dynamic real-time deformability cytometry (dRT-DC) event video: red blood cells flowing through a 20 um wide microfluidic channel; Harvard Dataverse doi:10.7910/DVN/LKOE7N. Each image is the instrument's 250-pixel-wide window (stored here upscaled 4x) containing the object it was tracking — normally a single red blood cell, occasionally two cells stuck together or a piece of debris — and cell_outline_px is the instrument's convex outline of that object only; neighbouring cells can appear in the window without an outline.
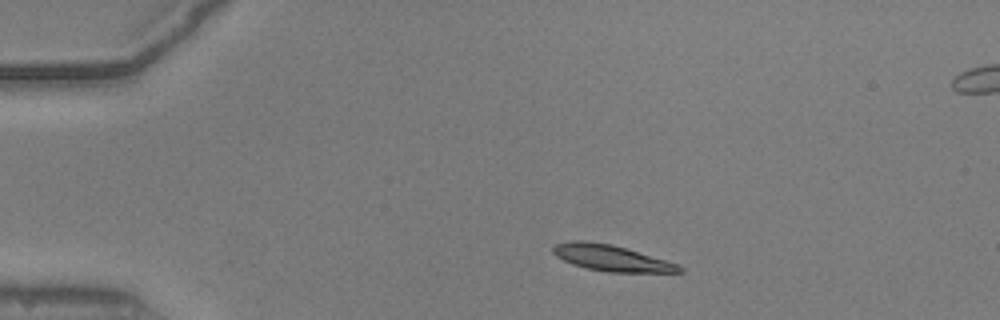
{"species": "common noctule bat (a hibernating species)", "species_latin": "Nyctalus noctula", "temperature_condition": "warm", "stored_images_in_passage": 43, "camera_frame_rate_fps": 3000, "um_per_image_px": 0.085, "animal": {"sex": "male", "body_mass_g": 20.5, "forearm_length_mm": 52.5}, "frame": {"image": 1, "passage_image": 1, "time_ms": 0.0, "image_size_px": [1000, 320], "cell_outline_px": [[684, 272], [608, 272], [588, 268], [572, 264], [556, 256], [552, 252], [552, 248], [556, 244], [572, 240], [588, 240], [612, 244], [664, 260], [676, 264], [684, 268]], "centroid_in_image_um": [51.92, 21.92], "position_along_channel_um": 33.1, "area_um2": 18.96}}
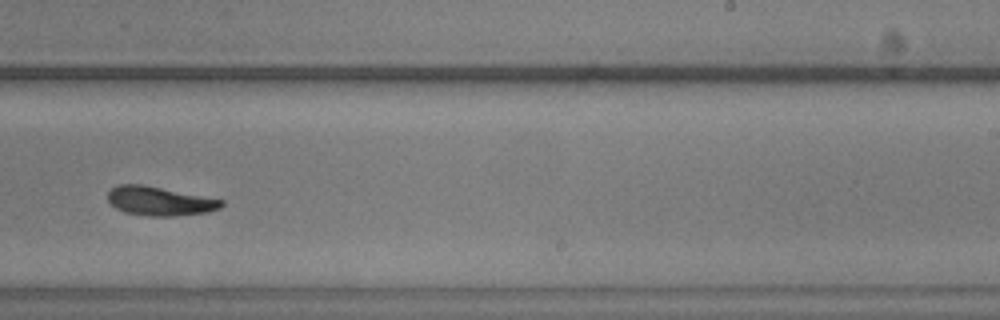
{"frame": {"image": 2, "passage_image": 24, "time_ms": 7.667, "image_size_px": [1000, 320], "cell_outline_px": [[224, 204], [220, 208], [208, 212], [172, 216], [148, 216], [124, 212], [116, 208], [108, 200], [108, 192], [116, 184], [144, 184], [224, 200]], "centroid_in_image_um": [13.56, 17.08], "position_along_channel_um": 275.4, "area_um2": 19.25}}
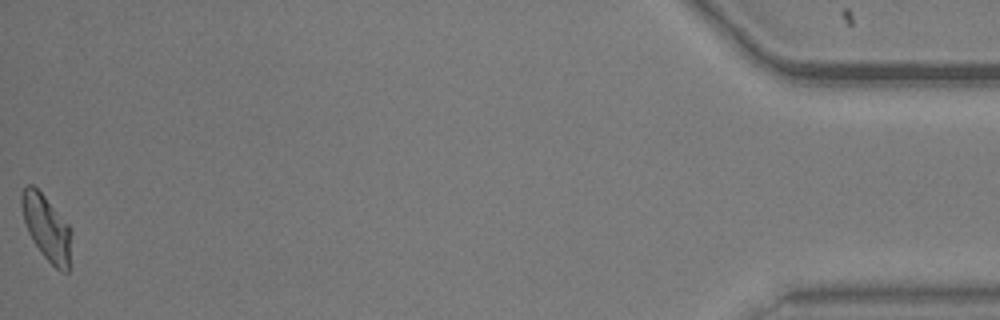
{"frame": {"image": 3, "passage_image": 43, "time_ms": 14.0, "image_size_px": [1000, 320], "cell_outline_px": [[72, 232], [68, 272], [64, 272], [56, 268], [40, 252], [32, 240], [28, 232], [24, 220], [20, 204], [20, 196], [24, 188], [28, 184], [32, 184], [44, 196], [72, 228]], "centroid_in_image_um": [3.96, 19.36], "position_along_channel_um": 431.2, "area_um2": 18.9}, "authors_computed_cell_mechanics": {"area_um2": 19.363, "velocity_mm_per_s": 3.8951, "shape_relaxation_time_tau1_ms": 4.5033, "shape_relaxation_time_tau2_ms": 7.3825, "deformation_change_tau1": 0.1721, "deformation_change_tau2": 0.1074}}